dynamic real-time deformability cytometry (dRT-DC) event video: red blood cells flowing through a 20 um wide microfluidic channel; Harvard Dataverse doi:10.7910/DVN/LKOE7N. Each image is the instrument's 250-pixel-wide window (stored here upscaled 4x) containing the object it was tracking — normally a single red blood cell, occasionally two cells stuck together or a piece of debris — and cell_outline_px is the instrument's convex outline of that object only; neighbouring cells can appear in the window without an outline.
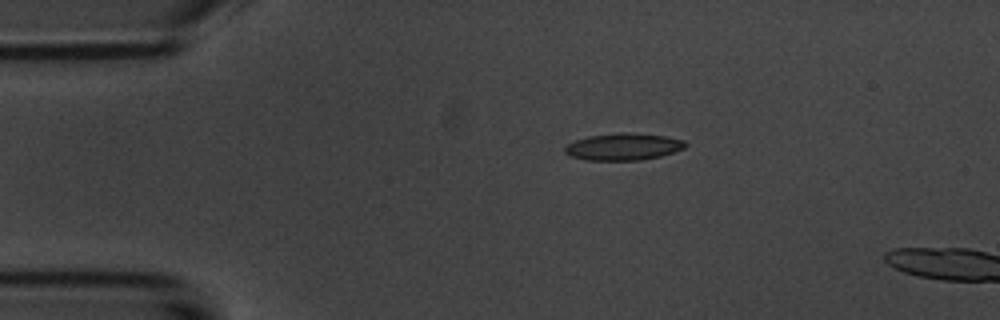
{"species": "common noctule bat (a hibernating species)", "species_latin": "Nyctalus noctula", "temperature_condition": "room temperature", "stored_images_in_passage": 2, "camera_frame_rate_fps": 3000, "um_per_image_px": 0.085, "animal": {"sex": "male", "body_mass_g": 20.1, "forearm_length_mm": 53.5}, "frame": {"image": 1, "passage_image": 1, "time_ms": 0.0, "image_size_px": [1000, 320], "cell_outline_px": [[688, 144], [684, 148], [660, 156], [640, 160], [588, 160], [568, 156], [564, 152], [564, 148], [568, 144], [576, 140], [588, 136], [620, 132], [628, 132], [664, 136], [684, 140]], "centroid_in_image_um": [52.96, 12.47], "position_along_channel_um": 32.0, "area_um2": 18.9}}